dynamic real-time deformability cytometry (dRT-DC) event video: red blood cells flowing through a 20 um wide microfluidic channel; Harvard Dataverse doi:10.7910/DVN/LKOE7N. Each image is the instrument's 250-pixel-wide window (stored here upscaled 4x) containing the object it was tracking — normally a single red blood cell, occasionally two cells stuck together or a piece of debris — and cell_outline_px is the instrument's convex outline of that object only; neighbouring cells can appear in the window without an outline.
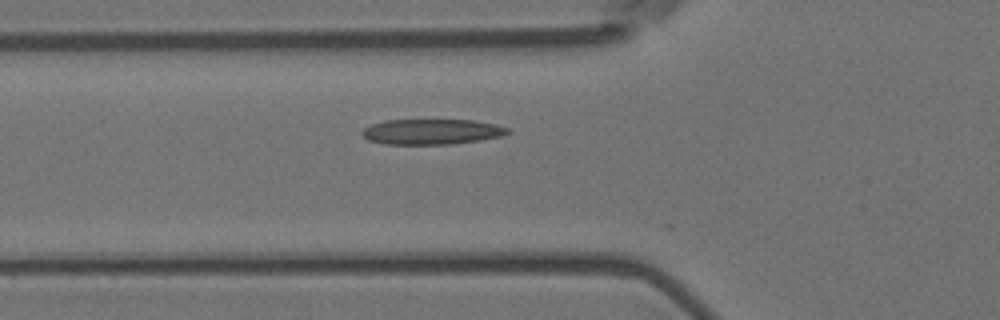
{"species": "Egyptian fruit bat (a non-hibernating species)", "species_latin": "Rousettus aegyptiacus", "temperature_condition": "room temperature", "stored_images_in_passage": 4, "camera_frame_rate_fps": 3000, "um_per_image_px": 0.085, "animal": {"sex": "female"}, "frame": {"image": 1, "passage_image": 4, "time_ms": 1.0, "image_size_px": [1000, 320], "cell_outline_px": [[512, 132], [500, 136], [480, 140], [452, 144], [384, 144], [368, 140], [360, 132], [364, 128], [372, 124], [384, 120], [472, 120], [496, 124], [508, 128]], "centroid_in_image_um": [36.69, 11.19], "position_along_channel_um": 89.1, "area_um2": 21.56}}